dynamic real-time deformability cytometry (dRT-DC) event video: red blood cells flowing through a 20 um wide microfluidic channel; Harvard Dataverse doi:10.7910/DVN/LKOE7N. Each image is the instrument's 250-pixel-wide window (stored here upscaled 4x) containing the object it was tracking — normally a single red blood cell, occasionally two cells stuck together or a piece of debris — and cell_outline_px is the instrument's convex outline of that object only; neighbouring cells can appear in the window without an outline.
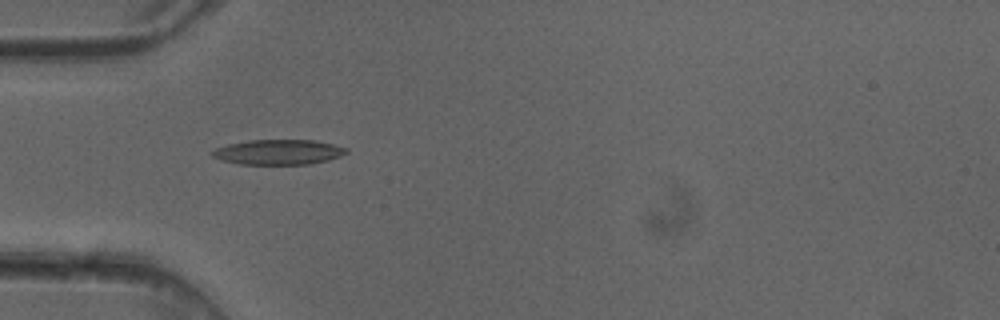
{"species": "common noctule bat (a hibernating species)", "species_latin": "Nyctalus noctula", "temperature_condition": "cold", "stored_images_in_passage": 6, "camera_frame_rate_fps": 3000, "um_per_image_px": 0.085, "animal": {"sex": "female"}, "frame": {"image": 1, "passage_image": 4, "time_ms": 1.0, "image_size_px": [1000, 320], "cell_outline_px": [[348, 152], [340, 156], [328, 160], [312, 164], [240, 164], [220, 160], [212, 156], [208, 152], [216, 148], [228, 144], [248, 140], [316, 140], [348, 148]], "centroid_in_image_um": [23.65, 12.92], "position_along_channel_um": 61.4, "area_um2": 19.71}}
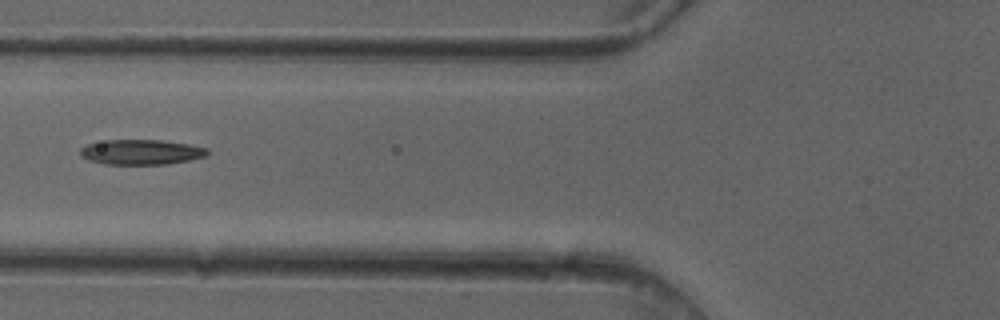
{"frame": {"image": 2, "passage_image": 5, "time_ms": 1.333, "image_size_px": [1000, 320], "cell_outline_px": [[208, 156], [168, 164], [104, 164], [88, 160], [80, 156], [80, 148], [88, 144], [104, 140], [160, 140], [188, 144], [208, 148]], "centroid_in_image_um": [11.99, 12.93], "position_along_channel_um": 113.8, "area_um2": 18.61}}
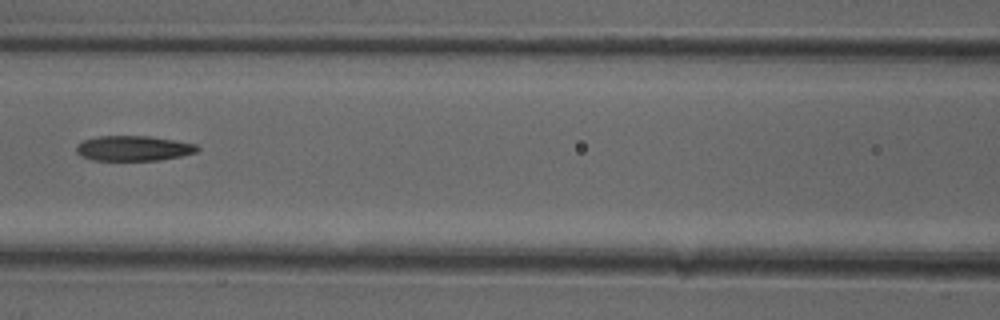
{"frame": {"image": 3, "passage_image": 6, "time_ms": 1.667, "image_size_px": [1000, 320], "cell_outline_px": [[200, 148], [196, 152], [180, 156], [160, 160], [92, 160], [80, 156], [76, 152], [76, 144], [84, 140], [96, 136], [148, 136], [196, 144]], "centroid_in_image_um": [11.3, 12.61], "position_along_channel_um": 155.3, "area_um2": 17.69}}